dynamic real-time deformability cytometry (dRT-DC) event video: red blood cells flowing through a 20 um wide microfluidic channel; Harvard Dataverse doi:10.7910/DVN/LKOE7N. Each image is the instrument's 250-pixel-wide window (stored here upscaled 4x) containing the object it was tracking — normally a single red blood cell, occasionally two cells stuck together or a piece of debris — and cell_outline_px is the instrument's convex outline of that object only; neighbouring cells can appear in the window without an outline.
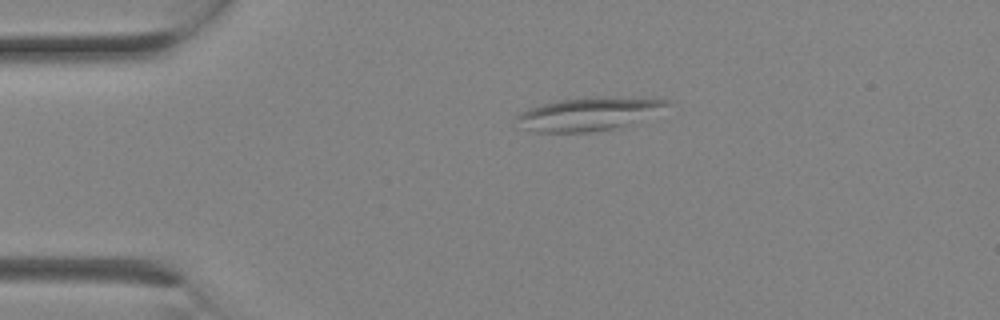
{"species": "Egyptian fruit bat (a non-hibernating species)", "species_latin": "Rousettus aegyptiacus", "temperature_condition": "room temperature", "stored_images_in_passage": 1, "camera_frame_rate_fps": 3000, "um_per_image_px": 0.085, "animal": {"sex": "female"}, "frame": {"image": 1, "passage_image": 1, "time_ms": 0.0, "image_size_px": [1000, 320], "cell_outline_px": [[672, 104], [620, 128], [588, 132], [536, 132], [528, 128], [516, 116], [520, 112], [528, 108], [560, 100], [588, 96], [596, 96], [668, 100]], "centroid_in_image_um": [50.04, 9.67], "position_along_channel_um": 35.0, "area_um2": 28.32}}